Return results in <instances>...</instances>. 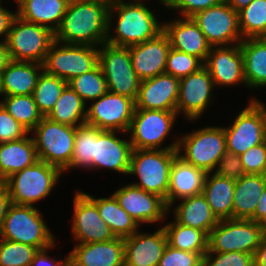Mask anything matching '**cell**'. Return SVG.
<instances>
[{
	"label": "cell",
	"instance_id": "6da1fadb",
	"mask_svg": "<svg viewBox=\"0 0 266 266\" xmlns=\"http://www.w3.org/2000/svg\"><path fill=\"white\" fill-rule=\"evenodd\" d=\"M147 1L149 0L110 1L106 43L130 47L154 39L163 32V21L160 22V18H157L160 14L154 15L155 10L147 7Z\"/></svg>",
	"mask_w": 266,
	"mask_h": 266
},
{
	"label": "cell",
	"instance_id": "7a4b0ae2",
	"mask_svg": "<svg viewBox=\"0 0 266 266\" xmlns=\"http://www.w3.org/2000/svg\"><path fill=\"white\" fill-rule=\"evenodd\" d=\"M110 0H70L55 40L99 47L106 43Z\"/></svg>",
	"mask_w": 266,
	"mask_h": 266
},
{
	"label": "cell",
	"instance_id": "3957f363",
	"mask_svg": "<svg viewBox=\"0 0 266 266\" xmlns=\"http://www.w3.org/2000/svg\"><path fill=\"white\" fill-rule=\"evenodd\" d=\"M62 175L63 172L58 167L38 160L2 183L8 190L11 203L35 207L36 202L52 195L51 192L59 184Z\"/></svg>",
	"mask_w": 266,
	"mask_h": 266
},
{
	"label": "cell",
	"instance_id": "277c9868",
	"mask_svg": "<svg viewBox=\"0 0 266 266\" xmlns=\"http://www.w3.org/2000/svg\"><path fill=\"white\" fill-rule=\"evenodd\" d=\"M177 156V149H133L128 175L137 176L138 180L131 184L166 200L170 170Z\"/></svg>",
	"mask_w": 266,
	"mask_h": 266
},
{
	"label": "cell",
	"instance_id": "5b68a950",
	"mask_svg": "<svg viewBox=\"0 0 266 266\" xmlns=\"http://www.w3.org/2000/svg\"><path fill=\"white\" fill-rule=\"evenodd\" d=\"M37 207L11 203L5 216L0 238L36 247L48 248L56 243V238Z\"/></svg>",
	"mask_w": 266,
	"mask_h": 266
},
{
	"label": "cell",
	"instance_id": "8992f818",
	"mask_svg": "<svg viewBox=\"0 0 266 266\" xmlns=\"http://www.w3.org/2000/svg\"><path fill=\"white\" fill-rule=\"evenodd\" d=\"M177 118V111L135 109L127 132L130 134L132 149H177V135H174L175 140L173 139L169 145L166 146L164 143L170 136Z\"/></svg>",
	"mask_w": 266,
	"mask_h": 266
},
{
	"label": "cell",
	"instance_id": "52a82bcc",
	"mask_svg": "<svg viewBox=\"0 0 266 266\" xmlns=\"http://www.w3.org/2000/svg\"><path fill=\"white\" fill-rule=\"evenodd\" d=\"M179 135L178 156L206 173L214 172L226 152V136L223 126H203Z\"/></svg>",
	"mask_w": 266,
	"mask_h": 266
},
{
	"label": "cell",
	"instance_id": "ba28073f",
	"mask_svg": "<svg viewBox=\"0 0 266 266\" xmlns=\"http://www.w3.org/2000/svg\"><path fill=\"white\" fill-rule=\"evenodd\" d=\"M265 236L266 227L251 219L219 220L209 234L207 252L235 251L255 255Z\"/></svg>",
	"mask_w": 266,
	"mask_h": 266
},
{
	"label": "cell",
	"instance_id": "9c48e42d",
	"mask_svg": "<svg viewBox=\"0 0 266 266\" xmlns=\"http://www.w3.org/2000/svg\"><path fill=\"white\" fill-rule=\"evenodd\" d=\"M75 130L76 127L43 117L29 133L33 138L38 159L63 172L70 165L73 156Z\"/></svg>",
	"mask_w": 266,
	"mask_h": 266
},
{
	"label": "cell",
	"instance_id": "30bf717a",
	"mask_svg": "<svg viewBox=\"0 0 266 266\" xmlns=\"http://www.w3.org/2000/svg\"><path fill=\"white\" fill-rule=\"evenodd\" d=\"M226 151L241 155L252 146L266 141V105L257 97L250 98L237 113L233 123L223 126Z\"/></svg>",
	"mask_w": 266,
	"mask_h": 266
},
{
	"label": "cell",
	"instance_id": "8fae6325",
	"mask_svg": "<svg viewBox=\"0 0 266 266\" xmlns=\"http://www.w3.org/2000/svg\"><path fill=\"white\" fill-rule=\"evenodd\" d=\"M54 41L55 33L52 30L27 22L16 15L6 44L12 60L42 64Z\"/></svg>",
	"mask_w": 266,
	"mask_h": 266
},
{
	"label": "cell",
	"instance_id": "7c38bea8",
	"mask_svg": "<svg viewBox=\"0 0 266 266\" xmlns=\"http://www.w3.org/2000/svg\"><path fill=\"white\" fill-rule=\"evenodd\" d=\"M98 65L105 77L109 92L136 101L140 80L132 67L129 47L103 43L98 47Z\"/></svg>",
	"mask_w": 266,
	"mask_h": 266
},
{
	"label": "cell",
	"instance_id": "4fadbf2b",
	"mask_svg": "<svg viewBox=\"0 0 266 266\" xmlns=\"http://www.w3.org/2000/svg\"><path fill=\"white\" fill-rule=\"evenodd\" d=\"M98 65V47L64 44L54 41L42 68L45 73L60 77L66 82L87 73Z\"/></svg>",
	"mask_w": 266,
	"mask_h": 266
},
{
	"label": "cell",
	"instance_id": "5bb4252c",
	"mask_svg": "<svg viewBox=\"0 0 266 266\" xmlns=\"http://www.w3.org/2000/svg\"><path fill=\"white\" fill-rule=\"evenodd\" d=\"M211 46H230L243 41L239 13L226 0L191 17Z\"/></svg>",
	"mask_w": 266,
	"mask_h": 266
},
{
	"label": "cell",
	"instance_id": "9a60e30c",
	"mask_svg": "<svg viewBox=\"0 0 266 266\" xmlns=\"http://www.w3.org/2000/svg\"><path fill=\"white\" fill-rule=\"evenodd\" d=\"M86 107V123L101 130L128 132L135 110V101L107 91Z\"/></svg>",
	"mask_w": 266,
	"mask_h": 266
},
{
	"label": "cell",
	"instance_id": "2e32d148",
	"mask_svg": "<svg viewBox=\"0 0 266 266\" xmlns=\"http://www.w3.org/2000/svg\"><path fill=\"white\" fill-rule=\"evenodd\" d=\"M213 79L203 65L196 72L179 81V97L176 105L178 116L181 114L188 122H198L203 113L208 110L215 98Z\"/></svg>",
	"mask_w": 266,
	"mask_h": 266
},
{
	"label": "cell",
	"instance_id": "e0dca14e",
	"mask_svg": "<svg viewBox=\"0 0 266 266\" xmlns=\"http://www.w3.org/2000/svg\"><path fill=\"white\" fill-rule=\"evenodd\" d=\"M76 190L70 221L71 236L75 244L104 242L116 238L110 227L100 217L97 205L83 191Z\"/></svg>",
	"mask_w": 266,
	"mask_h": 266
},
{
	"label": "cell",
	"instance_id": "ac0fdd59",
	"mask_svg": "<svg viewBox=\"0 0 266 266\" xmlns=\"http://www.w3.org/2000/svg\"><path fill=\"white\" fill-rule=\"evenodd\" d=\"M112 195L140 227L145 223L161 224L167 220L168 207L165 200L154 193L146 192L130 183L121 186Z\"/></svg>",
	"mask_w": 266,
	"mask_h": 266
},
{
	"label": "cell",
	"instance_id": "d6986e66",
	"mask_svg": "<svg viewBox=\"0 0 266 266\" xmlns=\"http://www.w3.org/2000/svg\"><path fill=\"white\" fill-rule=\"evenodd\" d=\"M203 65L209 71L215 88L242 86V84L247 88L240 44L211 46Z\"/></svg>",
	"mask_w": 266,
	"mask_h": 266
},
{
	"label": "cell",
	"instance_id": "ffe728a7",
	"mask_svg": "<svg viewBox=\"0 0 266 266\" xmlns=\"http://www.w3.org/2000/svg\"><path fill=\"white\" fill-rule=\"evenodd\" d=\"M126 132L102 130L97 135L93 156V169H104L128 175L132 145L129 140L119 134Z\"/></svg>",
	"mask_w": 266,
	"mask_h": 266
},
{
	"label": "cell",
	"instance_id": "44dd1931",
	"mask_svg": "<svg viewBox=\"0 0 266 266\" xmlns=\"http://www.w3.org/2000/svg\"><path fill=\"white\" fill-rule=\"evenodd\" d=\"M167 245V235L163 227L153 233L138 230L124 238V266H159Z\"/></svg>",
	"mask_w": 266,
	"mask_h": 266
},
{
	"label": "cell",
	"instance_id": "7402d4cb",
	"mask_svg": "<svg viewBox=\"0 0 266 266\" xmlns=\"http://www.w3.org/2000/svg\"><path fill=\"white\" fill-rule=\"evenodd\" d=\"M170 49V40L164 32L154 39L129 47L132 67L140 81L165 73Z\"/></svg>",
	"mask_w": 266,
	"mask_h": 266
},
{
	"label": "cell",
	"instance_id": "603a6c76",
	"mask_svg": "<svg viewBox=\"0 0 266 266\" xmlns=\"http://www.w3.org/2000/svg\"><path fill=\"white\" fill-rule=\"evenodd\" d=\"M179 81L166 73L140 81L135 109L176 111Z\"/></svg>",
	"mask_w": 266,
	"mask_h": 266
},
{
	"label": "cell",
	"instance_id": "cb8c5ba5",
	"mask_svg": "<svg viewBox=\"0 0 266 266\" xmlns=\"http://www.w3.org/2000/svg\"><path fill=\"white\" fill-rule=\"evenodd\" d=\"M163 32L168 36L171 48L195 56L204 64L211 45L192 18L176 16L174 20L164 21Z\"/></svg>",
	"mask_w": 266,
	"mask_h": 266
},
{
	"label": "cell",
	"instance_id": "d4e9b609",
	"mask_svg": "<svg viewBox=\"0 0 266 266\" xmlns=\"http://www.w3.org/2000/svg\"><path fill=\"white\" fill-rule=\"evenodd\" d=\"M72 266H124V238L76 244L68 253Z\"/></svg>",
	"mask_w": 266,
	"mask_h": 266
},
{
	"label": "cell",
	"instance_id": "484cf974",
	"mask_svg": "<svg viewBox=\"0 0 266 266\" xmlns=\"http://www.w3.org/2000/svg\"><path fill=\"white\" fill-rule=\"evenodd\" d=\"M206 174L204 170L177 156L170 170L169 190L165 200L167 207L180 199L201 194Z\"/></svg>",
	"mask_w": 266,
	"mask_h": 266
},
{
	"label": "cell",
	"instance_id": "4316f807",
	"mask_svg": "<svg viewBox=\"0 0 266 266\" xmlns=\"http://www.w3.org/2000/svg\"><path fill=\"white\" fill-rule=\"evenodd\" d=\"M168 207V214L173 212L174 220L184 226L205 231L208 235L219 220L212 212L205 196L201 193L178 200ZM175 205V206H173Z\"/></svg>",
	"mask_w": 266,
	"mask_h": 266
},
{
	"label": "cell",
	"instance_id": "83f0119b",
	"mask_svg": "<svg viewBox=\"0 0 266 266\" xmlns=\"http://www.w3.org/2000/svg\"><path fill=\"white\" fill-rule=\"evenodd\" d=\"M42 64L12 60L0 74L2 96L32 95Z\"/></svg>",
	"mask_w": 266,
	"mask_h": 266
},
{
	"label": "cell",
	"instance_id": "f1b7e54d",
	"mask_svg": "<svg viewBox=\"0 0 266 266\" xmlns=\"http://www.w3.org/2000/svg\"><path fill=\"white\" fill-rule=\"evenodd\" d=\"M70 0H19L16 14L21 19L42 25L54 33L59 28Z\"/></svg>",
	"mask_w": 266,
	"mask_h": 266
},
{
	"label": "cell",
	"instance_id": "f546056e",
	"mask_svg": "<svg viewBox=\"0 0 266 266\" xmlns=\"http://www.w3.org/2000/svg\"><path fill=\"white\" fill-rule=\"evenodd\" d=\"M32 136L0 143V182L38 161Z\"/></svg>",
	"mask_w": 266,
	"mask_h": 266
},
{
	"label": "cell",
	"instance_id": "4dcf8cb0",
	"mask_svg": "<svg viewBox=\"0 0 266 266\" xmlns=\"http://www.w3.org/2000/svg\"><path fill=\"white\" fill-rule=\"evenodd\" d=\"M266 187V175L245 174L235 183L233 219H251Z\"/></svg>",
	"mask_w": 266,
	"mask_h": 266
},
{
	"label": "cell",
	"instance_id": "1f68e13d",
	"mask_svg": "<svg viewBox=\"0 0 266 266\" xmlns=\"http://www.w3.org/2000/svg\"><path fill=\"white\" fill-rule=\"evenodd\" d=\"M240 48L247 89L266 88V37L245 38Z\"/></svg>",
	"mask_w": 266,
	"mask_h": 266
},
{
	"label": "cell",
	"instance_id": "d6a6232c",
	"mask_svg": "<svg viewBox=\"0 0 266 266\" xmlns=\"http://www.w3.org/2000/svg\"><path fill=\"white\" fill-rule=\"evenodd\" d=\"M236 181L217 175L206 174L202 194L218 220L233 218V194Z\"/></svg>",
	"mask_w": 266,
	"mask_h": 266
},
{
	"label": "cell",
	"instance_id": "836d02e7",
	"mask_svg": "<svg viewBox=\"0 0 266 266\" xmlns=\"http://www.w3.org/2000/svg\"><path fill=\"white\" fill-rule=\"evenodd\" d=\"M96 205L100 217L110 227L115 237L126 238L136 233L140 226L118 204L111 194L108 197H95L84 192Z\"/></svg>",
	"mask_w": 266,
	"mask_h": 266
},
{
	"label": "cell",
	"instance_id": "e575fe53",
	"mask_svg": "<svg viewBox=\"0 0 266 266\" xmlns=\"http://www.w3.org/2000/svg\"><path fill=\"white\" fill-rule=\"evenodd\" d=\"M168 245L187 252L199 253L202 257L208 251L209 235L193 227L177 223L174 219L163 225Z\"/></svg>",
	"mask_w": 266,
	"mask_h": 266
},
{
	"label": "cell",
	"instance_id": "d590c367",
	"mask_svg": "<svg viewBox=\"0 0 266 266\" xmlns=\"http://www.w3.org/2000/svg\"><path fill=\"white\" fill-rule=\"evenodd\" d=\"M86 107L82 98L67 85L46 117L57 123L79 127L86 123Z\"/></svg>",
	"mask_w": 266,
	"mask_h": 266
},
{
	"label": "cell",
	"instance_id": "8d00e7d4",
	"mask_svg": "<svg viewBox=\"0 0 266 266\" xmlns=\"http://www.w3.org/2000/svg\"><path fill=\"white\" fill-rule=\"evenodd\" d=\"M101 131V129L87 124L76 127L73 156L70 165L63 171V174L79 168L87 171L93 170L95 141Z\"/></svg>",
	"mask_w": 266,
	"mask_h": 266
},
{
	"label": "cell",
	"instance_id": "74e56055",
	"mask_svg": "<svg viewBox=\"0 0 266 266\" xmlns=\"http://www.w3.org/2000/svg\"><path fill=\"white\" fill-rule=\"evenodd\" d=\"M0 104L29 132L43 118L32 95L1 96Z\"/></svg>",
	"mask_w": 266,
	"mask_h": 266
},
{
	"label": "cell",
	"instance_id": "f35d334b",
	"mask_svg": "<svg viewBox=\"0 0 266 266\" xmlns=\"http://www.w3.org/2000/svg\"><path fill=\"white\" fill-rule=\"evenodd\" d=\"M68 83L60 77L41 72L33 91V98L38 110L46 117L53 109Z\"/></svg>",
	"mask_w": 266,
	"mask_h": 266
},
{
	"label": "cell",
	"instance_id": "ab89813d",
	"mask_svg": "<svg viewBox=\"0 0 266 266\" xmlns=\"http://www.w3.org/2000/svg\"><path fill=\"white\" fill-rule=\"evenodd\" d=\"M238 13L243 39L266 37V0H252Z\"/></svg>",
	"mask_w": 266,
	"mask_h": 266
},
{
	"label": "cell",
	"instance_id": "60d3db41",
	"mask_svg": "<svg viewBox=\"0 0 266 266\" xmlns=\"http://www.w3.org/2000/svg\"><path fill=\"white\" fill-rule=\"evenodd\" d=\"M68 85L88 104L107 91V82L99 65L91 71L69 80Z\"/></svg>",
	"mask_w": 266,
	"mask_h": 266
},
{
	"label": "cell",
	"instance_id": "b9f144b4",
	"mask_svg": "<svg viewBox=\"0 0 266 266\" xmlns=\"http://www.w3.org/2000/svg\"><path fill=\"white\" fill-rule=\"evenodd\" d=\"M36 247L0 238V266H30Z\"/></svg>",
	"mask_w": 266,
	"mask_h": 266
},
{
	"label": "cell",
	"instance_id": "7bdbcfd3",
	"mask_svg": "<svg viewBox=\"0 0 266 266\" xmlns=\"http://www.w3.org/2000/svg\"><path fill=\"white\" fill-rule=\"evenodd\" d=\"M202 66L203 63L197 57L171 48L167 56L165 73L181 79Z\"/></svg>",
	"mask_w": 266,
	"mask_h": 266
},
{
	"label": "cell",
	"instance_id": "ee69618b",
	"mask_svg": "<svg viewBox=\"0 0 266 266\" xmlns=\"http://www.w3.org/2000/svg\"><path fill=\"white\" fill-rule=\"evenodd\" d=\"M166 10L177 11L179 17L191 18L196 13L208 9L224 0H157Z\"/></svg>",
	"mask_w": 266,
	"mask_h": 266
},
{
	"label": "cell",
	"instance_id": "f6af8a7d",
	"mask_svg": "<svg viewBox=\"0 0 266 266\" xmlns=\"http://www.w3.org/2000/svg\"><path fill=\"white\" fill-rule=\"evenodd\" d=\"M203 266H254V255L244 252H206Z\"/></svg>",
	"mask_w": 266,
	"mask_h": 266
},
{
	"label": "cell",
	"instance_id": "bcb514c9",
	"mask_svg": "<svg viewBox=\"0 0 266 266\" xmlns=\"http://www.w3.org/2000/svg\"><path fill=\"white\" fill-rule=\"evenodd\" d=\"M245 174L266 175V141L240 155Z\"/></svg>",
	"mask_w": 266,
	"mask_h": 266
},
{
	"label": "cell",
	"instance_id": "7dc6e473",
	"mask_svg": "<svg viewBox=\"0 0 266 266\" xmlns=\"http://www.w3.org/2000/svg\"><path fill=\"white\" fill-rule=\"evenodd\" d=\"M159 266H203V257L199 253L178 250L167 245Z\"/></svg>",
	"mask_w": 266,
	"mask_h": 266
},
{
	"label": "cell",
	"instance_id": "c3c4849f",
	"mask_svg": "<svg viewBox=\"0 0 266 266\" xmlns=\"http://www.w3.org/2000/svg\"><path fill=\"white\" fill-rule=\"evenodd\" d=\"M29 133L0 104V143L20 140L29 135Z\"/></svg>",
	"mask_w": 266,
	"mask_h": 266
},
{
	"label": "cell",
	"instance_id": "681fc988",
	"mask_svg": "<svg viewBox=\"0 0 266 266\" xmlns=\"http://www.w3.org/2000/svg\"><path fill=\"white\" fill-rule=\"evenodd\" d=\"M217 175L238 181L245 175L240 155L226 151L214 171Z\"/></svg>",
	"mask_w": 266,
	"mask_h": 266
},
{
	"label": "cell",
	"instance_id": "f907efd6",
	"mask_svg": "<svg viewBox=\"0 0 266 266\" xmlns=\"http://www.w3.org/2000/svg\"><path fill=\"white\" fill-rule=\"evenodd\" d=\"M57 245L58 244L55 243L48 248L38 250L30 266H65L68 263V255L60 260L56 259V257L52 258L48 255V251L53 250L55 247H57Z\"/></svg>",
	"mask_w": 266,
	"mask_h": 266
},
{
	"label": "cell",
	"instance_id": "816d5d0a",
	"mask_svg": "<svg viewBox=\"0 0 266 266\" xmlns=\"http://www.w3.org/2000/svg\"><path fill=\"white\" fill-rule=\"evenodd\" d=\"M3 0H0V41H6L8 32L14 17L17 15L16 11H10L2 5Z\"/></svg>",
	"mask_w": 266,
	"mask_h": 266
},
{
	"label": "cell",
	"instance_id": "f5cc1de1",
	"mask_svg": "<svg viewBox=\"0 0 266 266\" xmlns=\"http://www.w3.org/2000/svg\"><path fill=\"white\" fill-rule=\"evenodd\" d=\"M10 204L11 200L8 190L6 186L0 182V232Z\"/></svg>",
	"mask_w": 266,
	"mask_h": 266
},
{
	"label": "cell",
	"instance_id": "db71d44e",
	"mask_svg": "<svg viewBox=\"0 0 266 266\" xmlns=\"http://www.w3.org/2000/svg\"><path fill=\"white\" fill-rule=\"evenodd\" d=\"M251 220L266 227V187L263 190L261 197L259 198V202L255 210V215L251 218Z\"/></svg>",
	"mask_w": 266,
	"mask_h": 266
},
{
	"label": "cell",
	"instance_id": "11a10c76",
	"mask_svg": "<svg viewBox=\"0 0 266 266\" xmlns=\"http://www.w3.org/2000/svg\"><path fill=\"white\" fill-rule=\"evenodd\" d=\"M254 266H266V236L257 247L254 255Z\"/></svg>",
	"mask_w": 266,
	"mask_h": 266
},
{
	"label": "cell",
	"instance_id": "9f6ffc18",
	"mask_svg": "<svg viewBox=\"0 0 266 266\" xmlns=\"http://www.w3.org/2000/svg\"><path fill=\"white\" fill-rule=\"evenodd\" d=\"M12 61L6 41H0V74Z\"/></svg>",
	"mask_w": 266,
	"mask_h": 266
},
{
	"label": "cell",
	"instance_id": "6f0895ef",
	"mask_svg": "<svg viewBox=\"0 0 266 266\" xmlns=\"http://www.w3.org/2000/svg\"><path fill=\"white\" fill-rule=\"evenodd\" d=\"M226 1L236 12H239L240 10L247 7L252 2V0H226Z\"/></svg>",
	"mask_w": 266,
	"mask_h": 266
},
{
	"label": "cell",
	"instance_id": "680465c9",
	"mask_svg": "<svg viewBox=\"0 0 266 266\" xmlns=\"http://www.w3.org/2000/svg\"><path fill=\"white\" fill-rule=\"evenodd\" d=\"M65 266H72L69 262Z\"/></svg>",
	"mask_w": 266,
	"mask_h": 266
}]
</instances>
